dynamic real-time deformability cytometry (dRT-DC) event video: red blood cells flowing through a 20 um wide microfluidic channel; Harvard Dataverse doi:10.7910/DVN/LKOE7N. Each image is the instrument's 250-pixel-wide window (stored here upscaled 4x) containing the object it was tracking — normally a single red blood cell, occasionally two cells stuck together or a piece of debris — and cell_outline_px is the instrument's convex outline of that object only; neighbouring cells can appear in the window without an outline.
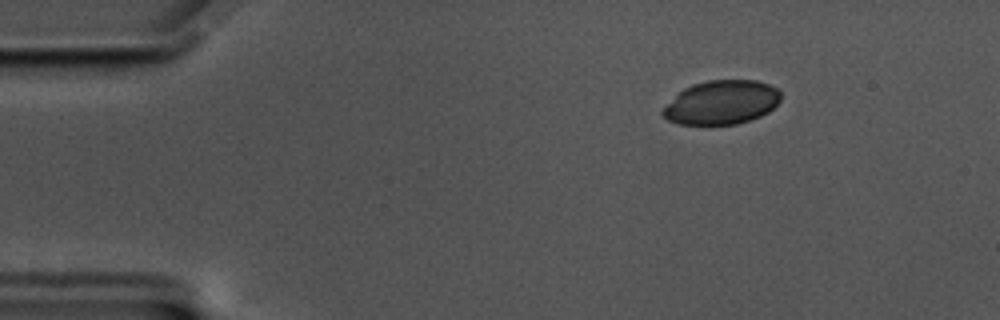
{"species": "common noctule bat (a hibernating species)", "species_latin": "Nyctalus noctula", "temperature_condition": "cold", "stored_images_in_passage": 61, "camera_frame_rate_fps": 3000, "um_per_image_px": 0.085, "animal": {"sex": "male", "body_mass_g": 17.5, "forearm_length_mm": 52.3}, "frame": {"image": 1, "passage_image": 9, "time_ms": 2.667, "image_size_px": [1000, 320], "cell_outline_px": [[780, 100], [768, 112], [760, 116], [736, 124], [676, 124], [668, 120], [660, 112], [684, 88], [692, 84], [708, 80], [756, 80], [768, 84], [776, 88], [780, 92]], "centroid_in_image_um": [61.34, 8.7], "position_along_channel_um": 23.7, "area_um2": 29.88}}
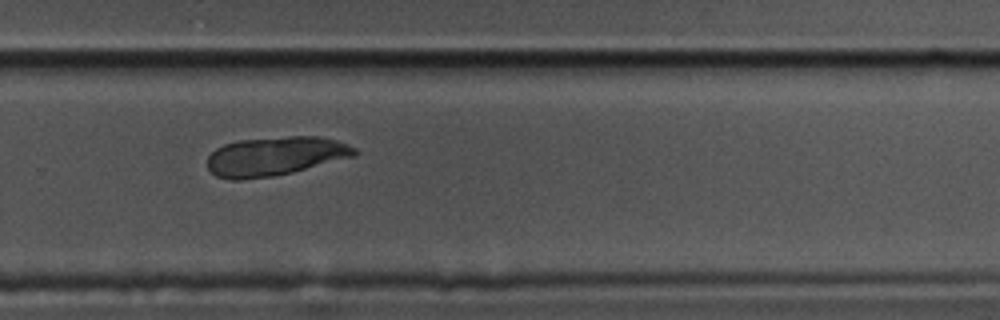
{"frame": {"image": 2, "passage_image": 41, "time_ms": 13.333, "image_size_px": [1000, 320], "cell_outline_px": [[360, 152], [356, 156], [292, 172], [272, 176], [240, 180], [232, 180], [216, 176], [208, 168], [208, 156], [216, 148], [224, 144], [240, 140], [288, 136], [320, 136], [336, 140], [348, 144], [356, 148]], "centroid_in_image_um": [23.42, 13.27], "position_along_channel_um": 306.4, "area_um2": 33.52}}
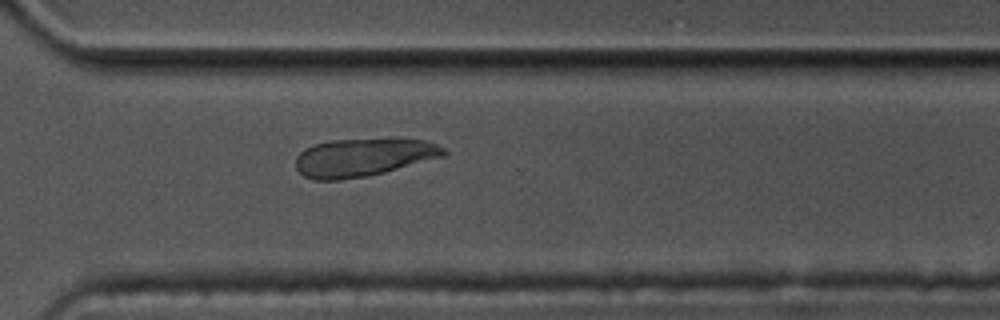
{"frame": {"image": 3, "passage_image": 44, "time_ms": 14.333, "image_size_px": [1000, 320], "cell_outline_px": [[448, 152], [444, 156], [384, 172], [368, 176], [340, 180], [312, 180], [304, 176], [296, 168], [296, 156], [304, 148], [328, 140], [424, 140], [436, 144], [444, 148]], "centroid_in_image_um": [30.83, 13.4], "position_along_channel_um": 339.8, "area_um2": 32.37}}